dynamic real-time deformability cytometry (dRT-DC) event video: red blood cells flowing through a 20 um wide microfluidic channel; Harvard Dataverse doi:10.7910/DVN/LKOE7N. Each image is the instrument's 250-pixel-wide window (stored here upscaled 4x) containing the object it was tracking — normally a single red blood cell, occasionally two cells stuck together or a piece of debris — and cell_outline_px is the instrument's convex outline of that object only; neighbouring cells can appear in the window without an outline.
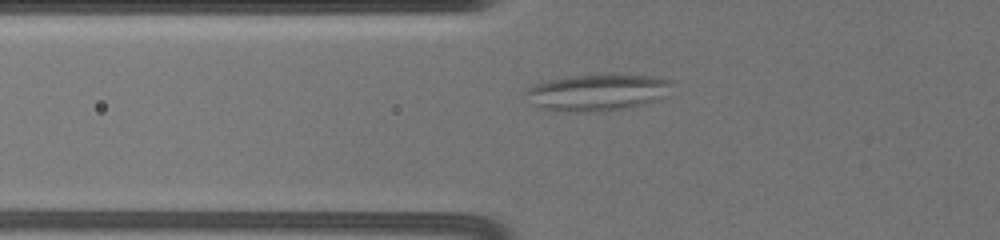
{"species": "common noctule bat (a hibernating species)", "species_latin": "Nyctalus noctula", "temperature_condition": "warm", "stored_images_in_passage": 61, "segment_of_instrument_passage": [1, 2], "camera_frame_rate_fps": 3000, "um_per_image_px": 0.085, "animal": {"sex": "female", "body_mass_g": 19.5, "forearm_length_mm": 54.1}, "frame": {"image": 1, "passage_image": 14, "time_ms": 3.0, "image_size_px": [1000, 240], "cell_outline_px": [[672, 96], [660, 100], [624, 108], [596, 112], [576, 112], [540, 108], [532, 104], [524, 92], [528, 88], [536, 84], [552, 80], [572, 76], [612, 72], [616, 72], [652, 76], [672, 80]], "centroid_in_image_um": [50.91, 7.82], "position_along_channel_um": 74.9, "area_um2": 32.08}}